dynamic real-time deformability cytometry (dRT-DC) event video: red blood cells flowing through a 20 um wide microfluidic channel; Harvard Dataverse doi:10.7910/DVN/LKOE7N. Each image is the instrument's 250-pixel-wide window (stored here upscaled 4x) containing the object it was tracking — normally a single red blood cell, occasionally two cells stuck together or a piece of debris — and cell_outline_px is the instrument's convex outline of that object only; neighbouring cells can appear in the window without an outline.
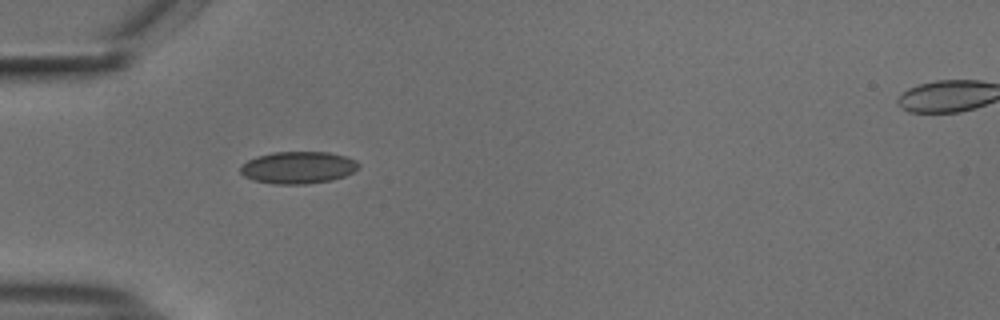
{"species": "common noctule bat (a hibernating species)", "species_latin": "Nyctalus noctula", "temperature_condition": "cold", "stored_images_in_passage": 38, "camera_frame_rate_fps": 3000, "um_per_image_px": 0.085, "animal": {"sex": "male", "body_mass_g": 18.8}, "frame": {"image": 1, "passage_image": 1, "time_ms": 0.0, "image_size_px": [1000, 320], "cell_outline_px": [[360, 164], [352, 172], [344, 176], [332, 180], [308, 184], [276, 184], [252, 180], [244, 176], [240, 172], [240, 168], [248, 160], [256, 156], [272, 152], [328, 152], [344, 156], [356, 160]], "centroid_in_image_um": [25.32, 14.24], "position_along_channel_um": 59.7, "area_um2": 22.08}}
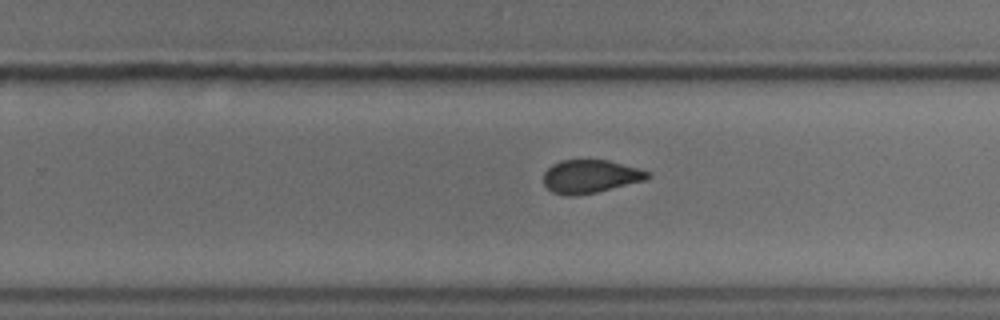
{"frame": {"image": 2, "passage_image": 19, "time_ms": 6.0, "image_size_px": [1000, 320], "cell_outline_px": [[652, 176], [648, 180], [596, 192], [576, 196], [568, 196], [552, 192], [544, 184], [544, 172], [552, 164], [560, 160], [608, 160], [652, 172]], "centroid_in_image_um": [50.21, 15.0], "position_along_channel_um": 279.6, "area_um2": 20.35}}
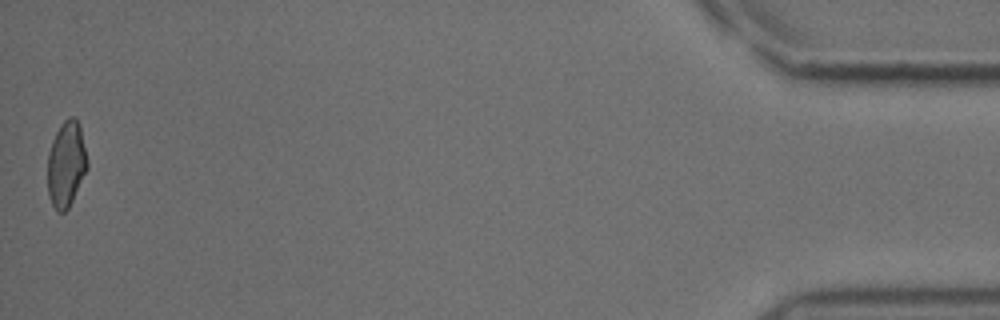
{"frame": {"image": 3, "passage_image": 38, "time_ms": 12.333, "image_size_px": [1000, 320], "cell_outline_px": [[88, 168], [68, 208], [64, 212], [56, 212], [52, 204], [48, 192], [48, 152], [52, 140], [60, 124], [68, 116], [72, 116], [80, 124], [88, 160]], "centroid_in_image_um": [5.63, 13.92], "position_along_channel_um": 429.6, "area_um2": 19.94}, "authors_computed_cell_mechanics": {"area_um2": 20.808, "velocity_mm_per_s": 3.7348, "shape_relaxation_time_tau1_ms": 7.1296, "shape_relaxation_time_tau2_ms": 0.924, "deformation_change_tau1": 0.0995, "deformation_change_tau2": 0.0613}}